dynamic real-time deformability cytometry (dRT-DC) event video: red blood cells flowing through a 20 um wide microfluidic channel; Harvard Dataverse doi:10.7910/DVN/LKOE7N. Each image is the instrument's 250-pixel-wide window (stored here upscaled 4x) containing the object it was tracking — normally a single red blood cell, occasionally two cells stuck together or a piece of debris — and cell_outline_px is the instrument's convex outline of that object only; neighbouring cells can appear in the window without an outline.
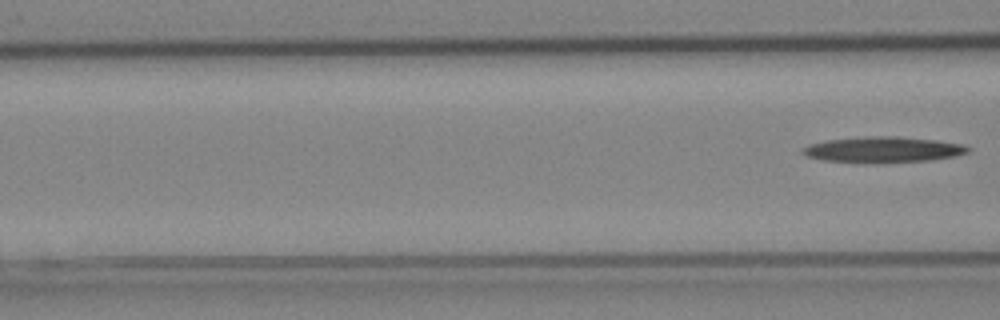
{"species": "Egyptian fruit bat (a non-hibernating species)", "species_latin": "Rousettus aegyptiacus", "temperature_condition": "cold", "stored_images_in_passage": 8, "segment_of_instrument_passage": [2, 2], "camera_frame_rate_fps": 3000, "um_per_image_px": 0.085, "animal": {"sex": "female"}, "frame": {"image": 1, "passage_image": 8, "time_ms": 2.333, "image_size_px": [1000, 320], "cell_outline_px": [[972, 148], [968, 152], [956, 156], [932, 160], [824, 160], [808, 156], [800, 152], [804, 148], [812, 144], [828, 140], [872, 136], [896, 136], [936, 140], [964, 144]], "centroid_in_image_um": [75.18, 12.67], "position_along_channel_um": 91.4, "area_um2": 23.41}}